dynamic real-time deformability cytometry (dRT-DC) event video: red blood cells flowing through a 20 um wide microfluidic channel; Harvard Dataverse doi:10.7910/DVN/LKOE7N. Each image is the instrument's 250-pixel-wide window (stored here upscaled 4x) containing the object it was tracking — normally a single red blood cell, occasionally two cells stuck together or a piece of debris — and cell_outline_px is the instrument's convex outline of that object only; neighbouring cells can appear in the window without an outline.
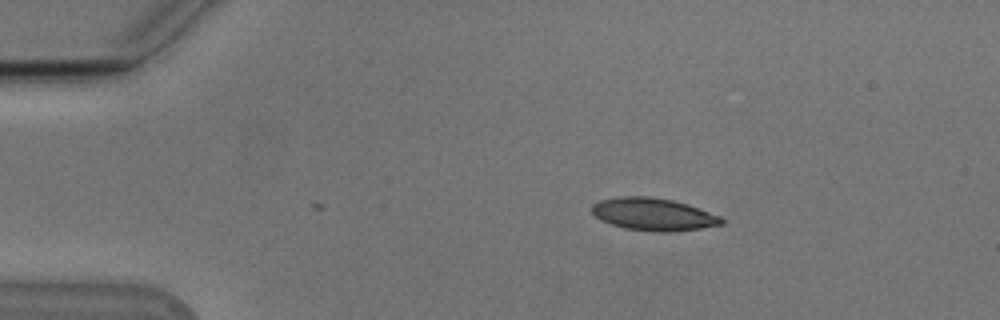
{"species": "Egyptian fruit bat (a non-hibernating species)", "species_latin": "Rousettus aegyptiacus", "temperature_condition": "cold", "stored_images_in_passage": 34, "camera_frame_rate_fps": 3000, "um_per_image_px": 0.085, "animal": {"sex": "male"}, "frame": {"image": 1, "passage_image": 1, "time_ms": 0.0, "image_size_px": [1000, 320], "cell_outline_px": [[724, 224], [700, 228], [672, 232], [652, 232], [624, 228], [600, 220], [592, 212], [592, 204], [600, 200], [620, 196], [652, 196], [672, 200], [688, 204], [720, 216], [724, 220]], "centroid_in_image_um": [55.53, 18.21], "position_along_channel_um": 29.5, "area_um2": 24.68}}
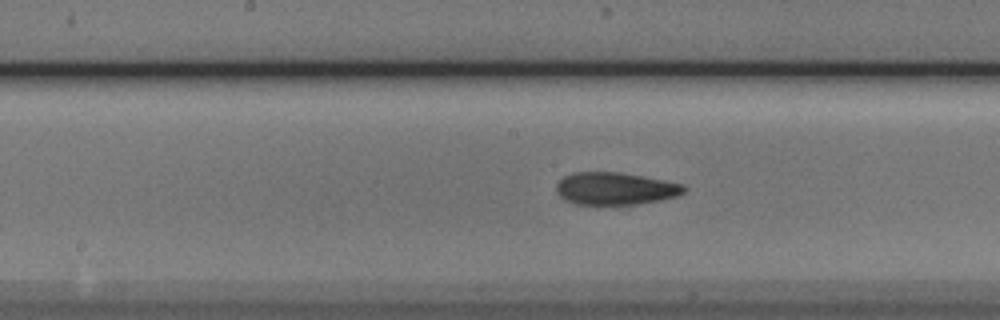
{"frame": {"image": 2, "passage_image": 19, "time_ms": 6.0, "image_size_px": [1000, 320], "cell_outline_px": [[688, 188], [680, 196], [660, 200], [636, 204], [576, 204], [564, 200], [556, 192], [556, 184], [564, 176], [572, 172], [620, 172], [664, 180], [684, 184]], "centroid_in_image_um": [52.31, 16.02], "position_along_channel_um": 195.9, "area_um2": 24.28}}
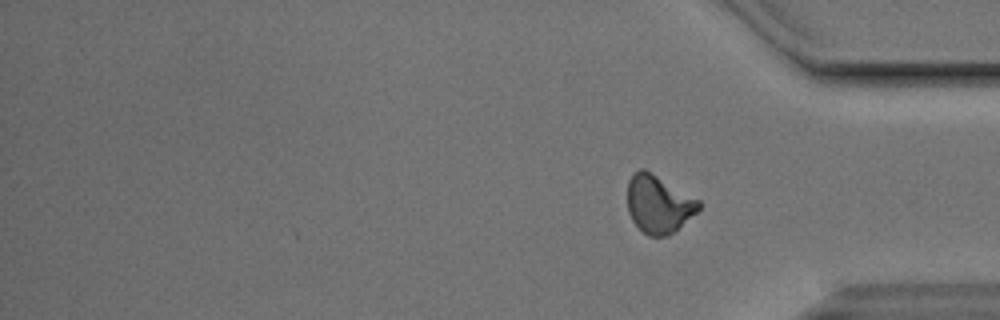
{"frame": {"image": 3, "passage_image": 34, "time_ms": 11.0, "image_size_px": [1000, 320], "cell_outline_px": [[700, 208], [696, 212], [668, 236], [648, 236], [632, 220], [628, 212], [628, 180], [632, 172], [640, 168], [644, 168], [700, 200]], "centroid_in_image_um": [55.95, 17.32], "position_along_channel_um": 379.2, "area_um2": 23.87}, "authors_computed_cell_mechanics": {"area_um2": 24.276, "velocity_mm_per_s": 3.7867, "shape_relaxation_time_tau1_ms": 4.3595, "shape_relaxation_time_tau2_ms": 3.1188, "deformation_change_tau1": 0.1336, "deformation_change_tau2": 0.106}}